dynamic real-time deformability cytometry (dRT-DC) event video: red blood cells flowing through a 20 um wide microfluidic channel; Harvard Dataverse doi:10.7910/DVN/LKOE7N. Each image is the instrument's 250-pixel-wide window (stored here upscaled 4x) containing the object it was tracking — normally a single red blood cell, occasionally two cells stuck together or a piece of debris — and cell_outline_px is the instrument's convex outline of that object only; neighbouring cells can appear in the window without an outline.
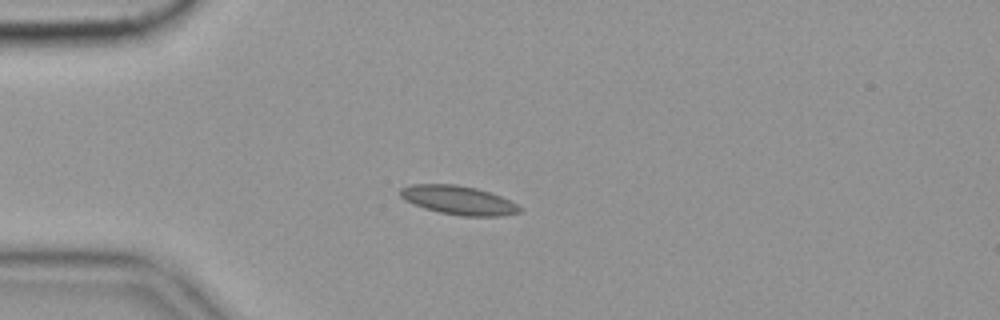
{"species": "common noctule bat (a hibernating species)", "species_latin": "Nyctalus noctula", "temperature_condition": "cold", "stored_images_in_passage": 43, "camera_frame_rate_fps": 3000, "um_per_image_px": 0.085, "animal": {"sex": "female", "body_mass_g": 19.9}, "frame": {"image": 1, "passage_image": 1, "time_ms": 0.0, "image_size_px": [1000, 320], "cell_outline_px": [[524, 208], [520, 212], [500, 216], [460, 216], [440, 212], [424, 208], [412, 204], [404, 200], [400, 196], [400, 188], [412, 184], [456, 184], [476, 188], [500, 196]], "centroid_in_image_um": [38.94, 17.02], "position_along_channel_um": 46.1, "area_um2": 20.06}, "authors_computed_cell_mechanics": {"area_um2": 18.4382, "velocity_mm_per_s": 3.5049, "shape_relaxation_time_tau1_ms": 6.1901, "shape_relaxation_time_tau2_ms": 1.6981, "deformation_change_tau1": 0.1065, "deformation_change_tau2": 0.0666}}